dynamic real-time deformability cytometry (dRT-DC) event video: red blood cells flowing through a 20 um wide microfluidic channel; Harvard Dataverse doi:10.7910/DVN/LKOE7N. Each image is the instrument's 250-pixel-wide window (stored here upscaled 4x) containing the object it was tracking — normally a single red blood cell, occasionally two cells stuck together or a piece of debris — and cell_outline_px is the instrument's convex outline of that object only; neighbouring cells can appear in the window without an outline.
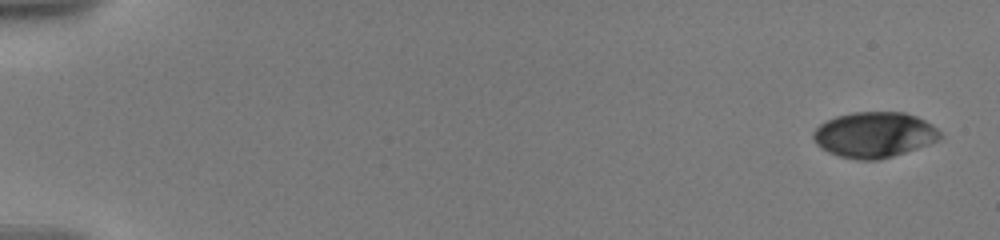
{"species": "human", "species_latin": "Homo sapiens", "temperature_condition": "warm", "stored_images_in_passage": 60, "camera_frame_rate_fps": 3000, "um_per_image_px": 0.085, "donor": {"sex": "male"}, "frame": {"image": 1, "passage_image": 1, "time_ms": 0.0, "image_size_px": [1000, 240], "cell_outline_px": [[940, 136], [936, 140], [928, 144], [880, 160], [856, 160], [840, 156], [828, 152], [820, 148], [816, 144], [812, 136], [812, 132], [820, 124], [836, 116], [852, 112], [904, 112], [916, 116], [932, 124], [940, 132]], "centroid_in_image_um": [74.26, 11.45], "position_along_channel_um": 10.7, "area_um2": 33.52}}
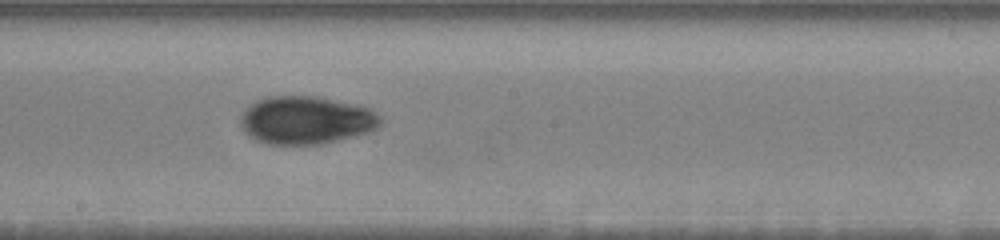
{"frame": {"image": 2, "passage_image": 35, "time_ms": 10.667, "image_size_px": [1000, 240], "cell_outline_px": [[380, 124], [372, 132], [356, 136], [320, 144], [268, 144], [256, 140], [248, 136], [244, 132], [240, 124], [240, 120], [244, 112], [252, 104], [268, 96], [320, 96], [356, 104], [372, 108], [380, 116]], "centroid_in_image_um": [26.06, 10.21], "position_along_channel_um": 222.1, "area_um2": 39.3}}
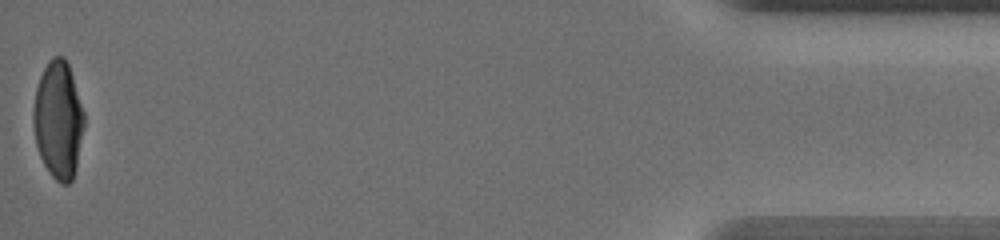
{"frame": {"image": 3, "passage_image": 60, "time_ms": 18.667, "image_size_px": [1000, 240], "cell_outline_px": [[84, 124], [76, 168], [72, 180], [68, 184], [60, 184], [52, 176], [44, 164], [40, 156], [36, 144], [32, 120], [32, 112], [36, 88], [40, 76], [48, 60], [52, 56], [64, 56], [68, 64], [84, 112]], "centroid_in_image_um": [4.94, 10.19], "position_along_channel_um": 430.3, "area_um2": 34.74}, "authors_computed_cell_mechanics": {"area_um2": 35.6337, "velocity_mm_per_s": 3.5786, "shape_relaxation_time_tau1_ms": 5.6683, "shape_relaxation_time_tau2_ms": 2.1581, "deformation_change_tau1": 0.1955, "deformation_change_tau2": 0.048}}